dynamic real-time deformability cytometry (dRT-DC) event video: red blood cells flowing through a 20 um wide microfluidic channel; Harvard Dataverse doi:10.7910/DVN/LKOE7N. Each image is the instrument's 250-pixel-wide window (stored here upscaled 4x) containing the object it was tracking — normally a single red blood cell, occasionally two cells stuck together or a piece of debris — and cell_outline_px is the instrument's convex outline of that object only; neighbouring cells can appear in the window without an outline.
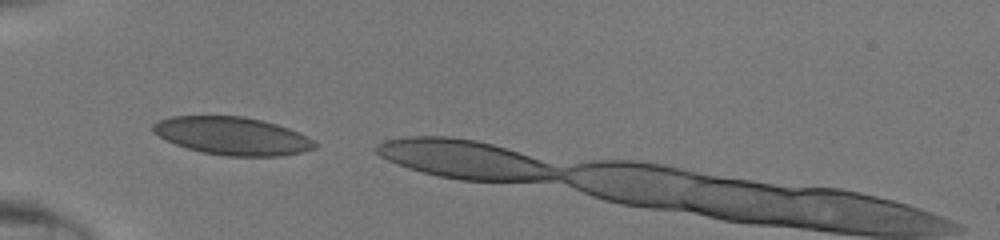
{"species": "human", "species_latin": "Homo sapiens", "temperature_condition": "room temperature", "stored_images_in_passage": 3, "camera_frame_rate_fps": 3000, "um_per_image_px": 0.085, "donor": {"sex": "male"}, "frame": {"image": 1, "passage_image": 1, "time_ms": 0.0, "image_size_px": [1000, 240], "cell_outline_px": [[316, 148], [304, 152], [280, 156], [228, 156], [200, 152], [176, 144], [152, 132], [152, 124], [160, 120], [172, 116], [244, 116], [276, 124], [300, 132], [308, 136], [316, 144]], "centroid_in_image_um": [19.77, 11.56], "position_along_channel_um": 65.2, "area_um2": 35.66}}